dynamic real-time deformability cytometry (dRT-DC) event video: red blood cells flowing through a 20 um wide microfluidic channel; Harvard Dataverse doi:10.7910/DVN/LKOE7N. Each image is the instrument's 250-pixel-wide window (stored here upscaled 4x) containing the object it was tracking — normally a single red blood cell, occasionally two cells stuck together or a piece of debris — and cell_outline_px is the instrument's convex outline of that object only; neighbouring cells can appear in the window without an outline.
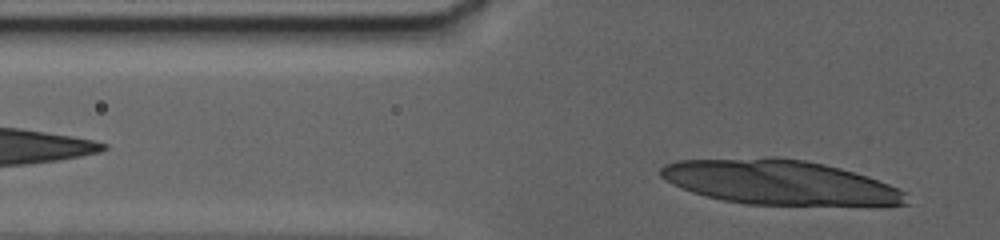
{"species": "human", "species_latin": "Homo sapiens", "temperature_condition": "warm", "stored_images_in_passage": 12, "segment_of_instrument_passage": [2, 2], "camera_frame_rate_fps": 3000, "um_per_image_px": 0.085, "donor": {"sex": "female"}, "frame": {"image": 1, "passage_image": 12, "time_ms": 6.0, "image_size_px": [1000, 240], "cell_outline_px": [[912, 204], [868, 208], [748, 204], [724, 200], [692, 192], [672, 184], [660, 176], [660, 168], [664, 164], [680, 160], [804, 160], [824, 164], [840, 168], [868, 176], [908, 192]], "centroid_in_image_um": [66.51, 15.6], "position_along_channel_um": 59.3, "area_um2": 64.04}}